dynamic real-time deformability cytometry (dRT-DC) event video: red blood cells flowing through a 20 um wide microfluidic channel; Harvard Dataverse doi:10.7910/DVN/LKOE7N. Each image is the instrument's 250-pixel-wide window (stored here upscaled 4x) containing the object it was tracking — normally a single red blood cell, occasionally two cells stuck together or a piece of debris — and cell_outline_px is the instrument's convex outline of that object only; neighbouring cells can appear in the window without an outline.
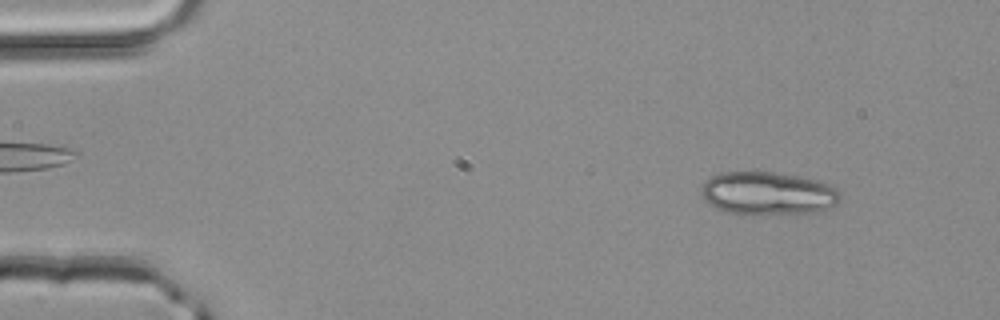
{"species": "common noctule bat (a hibernating species)", "species_latin": "Nyctalus noctula", "temperature_condition": "room temperature", "stored_images_in_passage": 49, "camera_frame_rate_fps": 3000, "um_per_image_px": 0.085, "animal": {"sex": "male", "body_mass_g": 20.4}, "frame": {"image": 1, "passage_image": 5, "time_ms": 1.333, "image_size_px": [1000, 320], "cell_outline_px": [[840, 200], [836, 204], [828, 208], [816, 212], [740, 216], [724, 212], [708, 204], [704, 200], [700, 192], [700, 188], [712, 176], [720, 172], [772, 172], [796, 176], [816, 180], [836, 188], [840, 192]], "centroid_in_image_um": [65.21, 16.47], "position_along_channel_um": 19.8, "area_um2": 35.32}}
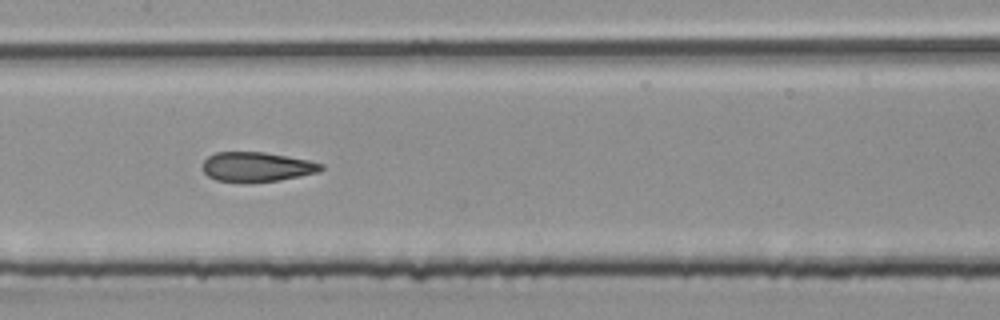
{"frame": {"image": 2, "passage_image": 24, "time_ms": 7.667, "image_size_px": [1000, 320], "cell_outline_px": [[324, 168], [320, 172], [280, 180], [216, 180], [208, 176], [204, 172], [204, 160], [208, 156], [216, 152], [264, 152], [288, 156], [308, 160], [324, 164]], "centroid_in_image_um": [21.88, 14.15], "position_along_channel_um": 185.5, "area_um2": 19.88}}
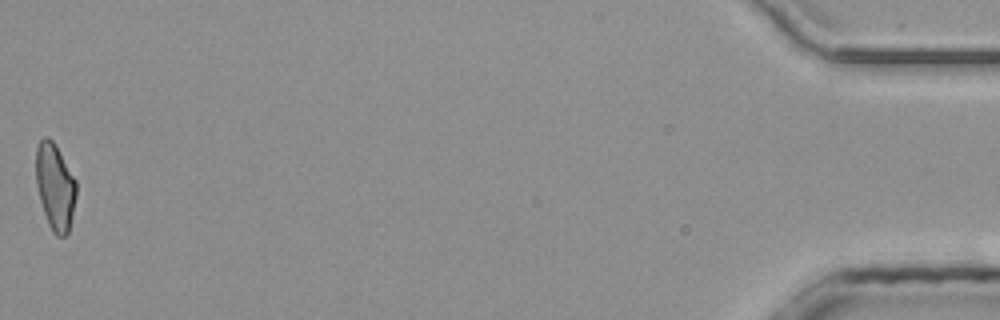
{"frame": {"image": 3, "passage_image": 49, "time_ms": 16.0, "image_size_px": [1000, 320], "cell_outline_px": [[76, 196], [68, 236], [56, 236], [52, 232], [48, 224], [40, 200], [36, 184], [36, 148], [40, 140], [44, 136], [48, 136], [52, 140], [76, 180]], "centroid_in_image_um": [4.68, 15.9], "position_along_channel_um": 430.5, "area_um2": 20.29}, "authors_computed_cell_mechanics": {"area_um2": 20.9236, "velocity_mm_per_s": 4.1899, "shape_relaxation_time_tau1_ms": null, "shape_relaxation_time_tau2_ms": 1.6147, "deformation_change_tau1": null, "deformation_change_tau2": 0.0978}}